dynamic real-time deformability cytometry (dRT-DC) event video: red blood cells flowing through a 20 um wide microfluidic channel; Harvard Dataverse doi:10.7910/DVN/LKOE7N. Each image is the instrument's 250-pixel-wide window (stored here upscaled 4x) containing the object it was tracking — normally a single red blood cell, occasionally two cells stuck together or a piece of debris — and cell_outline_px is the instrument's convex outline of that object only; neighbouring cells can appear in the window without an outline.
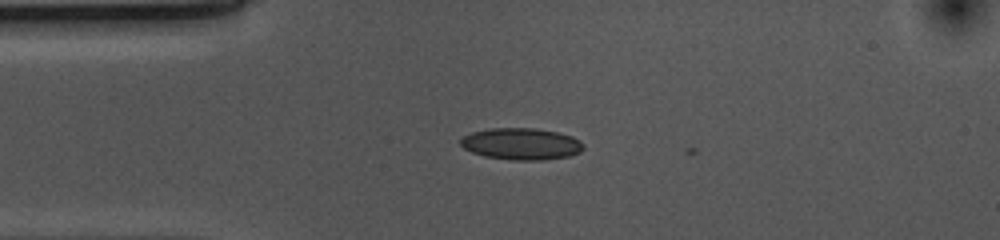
{"species": "common noctule bat (a hibernating species)", "species_latin": "Nyctalus noctula", "temperature_condition": "cold", "stored_images_in_passage": 2, "camera_frame_rate_fps": 3000, "um_per_image_px": 0.085, "animal": {"sex": "female", "body_mass_g": 10.0, "forearm_length_mm": 53.1}, "frame": {"image": 1, "passage_image": 1, "time_ms": 0.0, "image_size_px": [1000, 240], "cell_outline_px": [[584, 148], [580, 152], [568, 156], [544, 160], [512, 160], [484, 156], [472, 152], [464, 148], [460, 144], [460, 140], [464, 136], [472, 132], [488, 128], [536, 128], [556, 132], [572, 136], [580, 140], [584, 144]], "centroid_in_image_um": [44.32, 12.23], "position_along_channel_um": 40.7, "area_um2": 22.77}}